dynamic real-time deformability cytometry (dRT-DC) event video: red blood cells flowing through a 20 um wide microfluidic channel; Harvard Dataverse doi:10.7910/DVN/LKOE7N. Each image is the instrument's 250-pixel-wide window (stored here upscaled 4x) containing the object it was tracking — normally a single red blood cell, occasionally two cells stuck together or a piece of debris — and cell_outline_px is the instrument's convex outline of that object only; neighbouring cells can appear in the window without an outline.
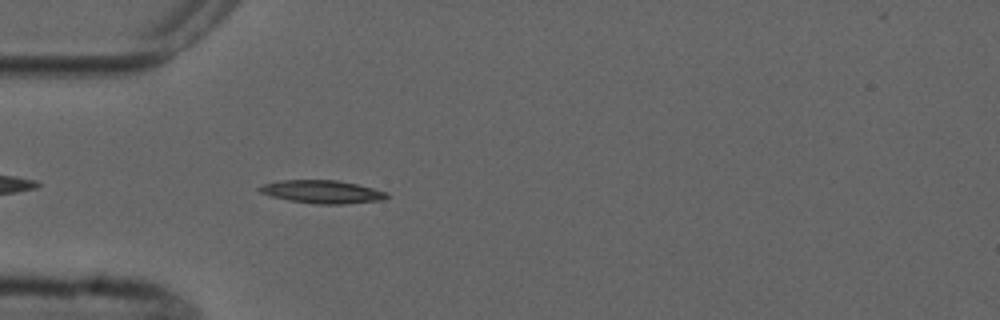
{"species": "common noctule bat (a hibernating species)", "species_latin": "Nyctalus noctula", "temperature_condition": "cold", "stored_images_in_passage": 2, "camera_frame_rate_fps": 3000, "um_per_image_px": 0.085, "animal": {"sex": "male", "forearm_length_mm": 52.5}, "frame": {"image": 1, "passage_image": 2, "time_ms": 2.0, "image_size_px": [1000, 320], "cell_outline_px": [[388, 196], [384, 200], [344, 204], [316, 204], [288, 200], [272, 196], [260, 192], [256, 188], [260, 184], [280, 180], [336, 180], [356, 184], [388, 192]], "centroid_in_image_um": [27.36, 16.3], "position_along_channel_um": 57.6, "area_um2": 17.17}}